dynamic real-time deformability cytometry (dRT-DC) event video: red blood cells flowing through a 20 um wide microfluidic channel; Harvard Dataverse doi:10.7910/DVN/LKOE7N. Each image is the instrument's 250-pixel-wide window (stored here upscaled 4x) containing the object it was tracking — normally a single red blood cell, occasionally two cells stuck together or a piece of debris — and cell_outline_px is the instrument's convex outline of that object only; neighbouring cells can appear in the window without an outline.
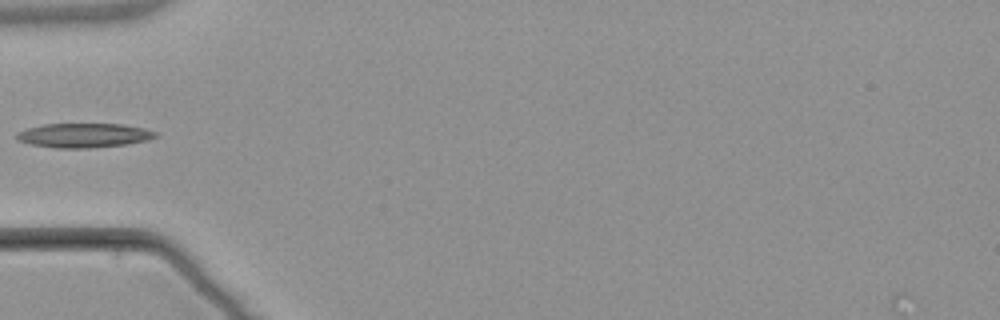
{"species": "common noctule bat (a hibernating species)", "species_latin": "Nyctalus noctula", "temperature_condition": "warm", "stored_images_in_passage": 6, "camera_frame_rate_fps": 3000, "um_per_image_px": 0.085, "animal": {"sex": "male", "body_mass_g": 21.5, "forearm_length_mm": 52.0}, "frame": {"image": 1, "passage_image": 5, "time_ms": 5.667, "image_size_px": [1000, 320], "cell_outline_px": [[156, 136], [148, 140], [124, 144], [88, 148], [56, 148], [32, 144], [16, 140], [16, 132], [28, 128], [44, 124], [124, 124], [144, 128], [156, 132]], "centroid_in_image_um": [7.1, 11.5], "position_along_channel_um": 77.9, "area_um2": 19.54}}
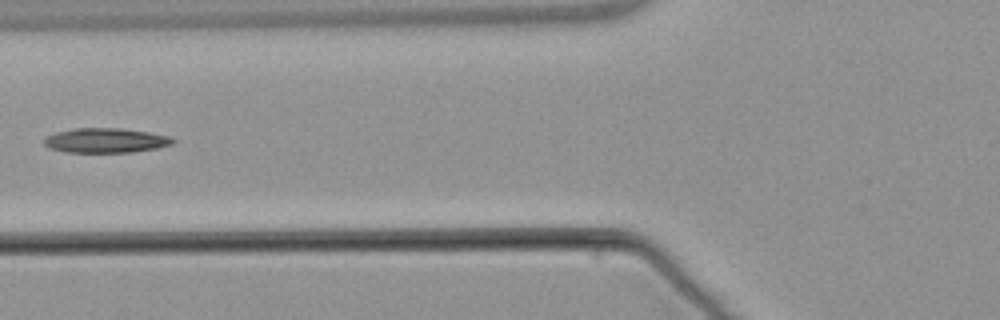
{"frame": {"image": 2, "passage_image": 6, "time_ms": 6.667, "image_size_px": [1000, 320], "cell_outline_px": [[176, 140], [172, 144], [156, 148], [132, 152], [64, 152], [48, 148], [44, 144], [44, 136], [56, 132], [72, 128], [120, 128], [148, 132], [168, 136]], "centroid_in_image_um": [8.92, 11.93], "position_along_channel_um": 116.9, "area_um2": 18.55}}